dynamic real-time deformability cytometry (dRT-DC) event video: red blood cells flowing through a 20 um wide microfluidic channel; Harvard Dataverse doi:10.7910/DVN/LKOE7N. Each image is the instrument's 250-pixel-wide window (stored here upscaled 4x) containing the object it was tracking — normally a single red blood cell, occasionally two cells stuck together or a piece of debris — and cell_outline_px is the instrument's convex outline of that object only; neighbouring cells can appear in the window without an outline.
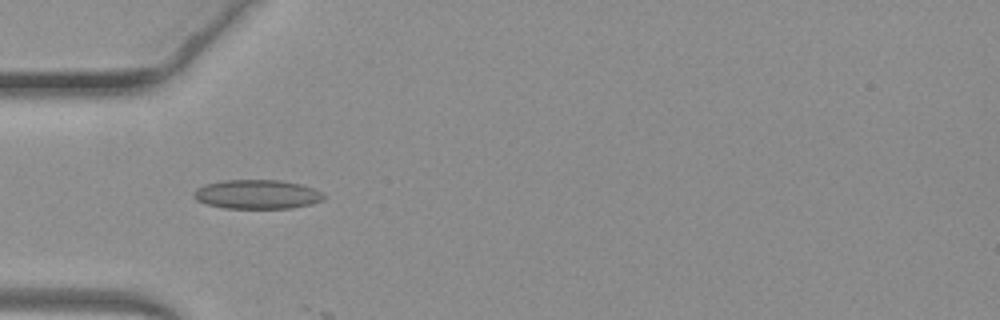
{"species": "common noctule bat (a hibernating species)", "species_latin": "Nyctalus noctula", "temperature_condition": "warm", "stored_images_in_passage": 5, "camera_frame_rate_fps": 3000, "um_per_image_px": 0.085, "animal": {"sex": "female", "body_mass_g": 19.3, "forearm_length_mm": 54.1}, "frame": {"image": 1, "passage_image": 4, "time_ms": 1.0, "image_size_px": [1000, 320], "cell_outline_px": [[324, 200], [312, 204], [292, 208], [224, 208], [208, 204], [196, 200], [192, 196], [192, 192], [196, 188], [204, 184], [224, 180], [280, 180], [300, 184], [312, 188], [320, 192], [324, 196]], "centroid_in_image_um": [21.82, 16.52], "position_along_channel_um": 63.2, "area_um2": 22.14}}